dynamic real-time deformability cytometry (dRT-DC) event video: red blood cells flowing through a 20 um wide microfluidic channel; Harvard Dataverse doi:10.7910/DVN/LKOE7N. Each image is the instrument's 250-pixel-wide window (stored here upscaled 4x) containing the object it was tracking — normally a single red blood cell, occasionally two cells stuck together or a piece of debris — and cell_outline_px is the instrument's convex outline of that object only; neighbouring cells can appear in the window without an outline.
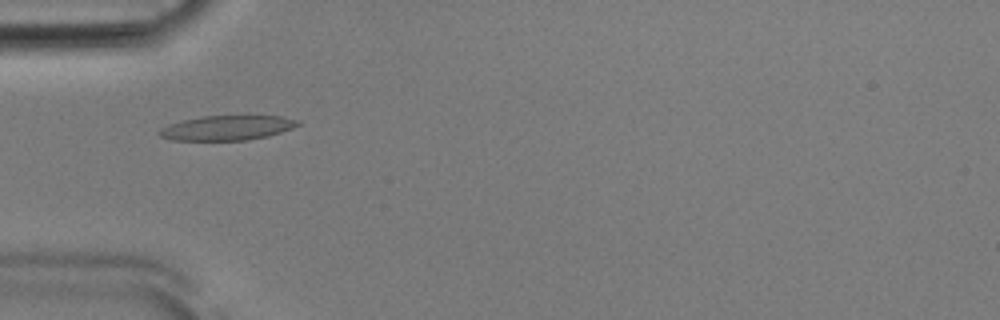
{"species": "Egyptian fruit bat (a non-hibernating species)", "species_latin": "Rousettus aegyptiacus", "temperature_condition": "room temperature", "stored_images_in_passage": 44, "camera_frame_rate_fps": 3000, "um_per_image_px": 0.085, "animal": {"sex": "male"}, "frame": {"image": 1, "passage_image": 9, "time_ms": 2.667, "image_size_px": [1000, 320], "cell_outline_px": [[300, 124], [292, 128], [268, 136], [248, 140], [172, 140], [160, 136], [156, 132], [160, 128], [168, 124], [184, 120], [204, 116], [284, 116], [300, 120]], "centroid_in_image_um": [19.3, 10.87], "position_along_channel_um": 65.7, "area_um2": 19.94}}
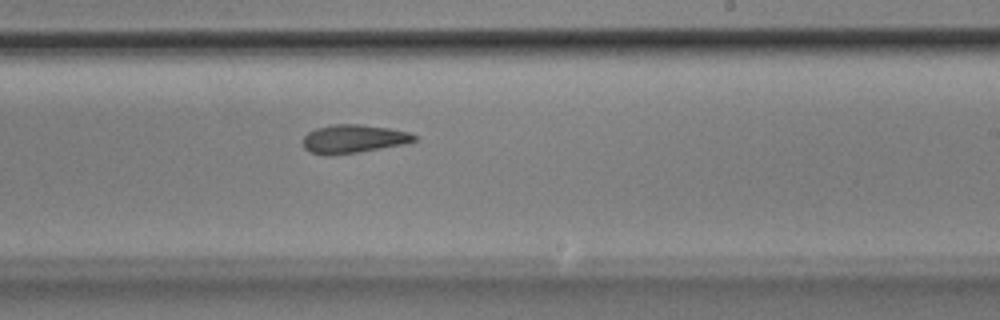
{"frame": {"image": 2, "passage_image": 24, "time_ms": 7.667, "image_size_px": [1000, 320], "cell_outline_px": [[416, 140], [404, 144], [332, 156], [328, 156], [312, 152], [304, 148], [304, 136], [308, 132], [316, 128], [332, 124], [360, 124], [388, 128], [408, 132], [416, 136]], "centroid_in_image_um": [30.02, 11.8], "position_along_channel_um": 259.0, "area_um2": 18.26}}
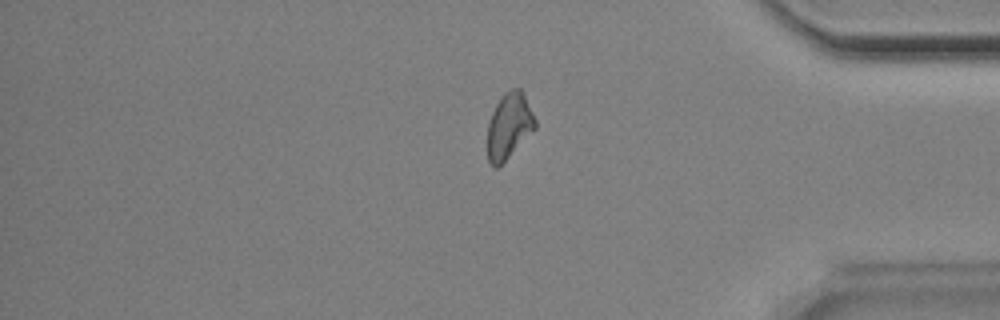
{"frame": {"image": 3, "passage_image": 36, "time_ms": 11.667, "image_size_px": [1000, 320], "cell_outline_px": [[536, 128], [496, 168], [488, 160], [488, 124], [492, 112], [496, 104], [504, 92], [512, 88], [520, 88], [524, 92], [536, 120]], "centroid_in_image_um": [43.28, 10.63], "position_along_channel_um": 391.9, "area_um2": 17.98}, "authors_computed_cell_mechanics": {"area_um2": 18.5538, "velocity_mm_per_s": 3.8857, "shape_relaxation_time_tau1_ms": null, "shape_relaxation_time_tau2_ms": 8.4047, "deformation_change_tau1": null, "deformation_change_tau2": 0.1857}}